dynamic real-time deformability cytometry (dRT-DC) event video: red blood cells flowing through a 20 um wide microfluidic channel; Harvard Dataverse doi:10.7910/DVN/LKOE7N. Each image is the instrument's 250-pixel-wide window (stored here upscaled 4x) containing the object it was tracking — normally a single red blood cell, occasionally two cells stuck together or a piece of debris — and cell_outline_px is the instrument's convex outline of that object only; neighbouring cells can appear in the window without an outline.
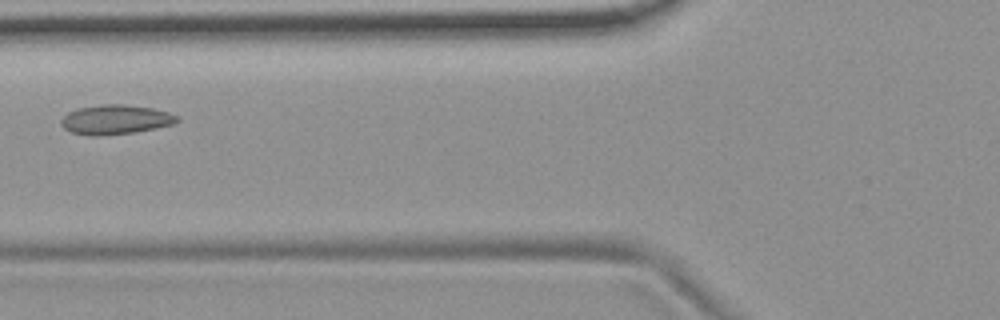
{"species": "common noctule bat (a hibernating species)", "species_latin": "Nyctalus noctula", "temperature_condition": "room temperature", "stored_images_in_passage": 5, "camera_frame_rate_fps": 3000, "um_per_image_px": 0.085, "animal": {"sex": "female", "body_mass_g": 19.9}, "frame": {"image": 1, "passage_image": 5, "time_ms": 4.667, "image_size_px": [1000, 320], "cell_outline_px": [[180, 120], [172, 124], [156, 128], [136, 132], [100, 136], [92, 136], [72, 132], [64, 128], [60, 124], [60, 120], [68, 112], [76, 108], [104, 104], [124, 104], [152, 108], [168, 112], [180, 116]], "centroid_in_image_um": [9.82, 10.16], "position_along_channel_um": 116.0, "area_um2": 20.06}}